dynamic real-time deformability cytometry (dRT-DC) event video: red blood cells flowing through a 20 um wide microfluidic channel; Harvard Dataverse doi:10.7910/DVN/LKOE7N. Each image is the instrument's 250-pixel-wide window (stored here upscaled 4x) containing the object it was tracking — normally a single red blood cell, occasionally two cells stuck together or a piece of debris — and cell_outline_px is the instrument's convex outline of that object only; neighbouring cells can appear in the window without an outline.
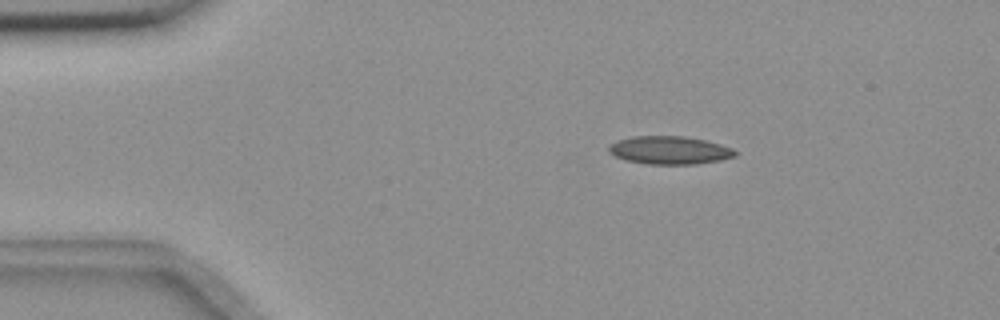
{"species": "common noctule bat (a hibernating species)", "species_latin": "Nyctalus noctula", "temperature_condition": "room temperature", "stored_images_in_passage": 49, "camera_frame_rate_fps": 3000, "um_per_image_px": 0.085, "animal": {"sex": "female", "body_mass_g": 18.4}, "frame": {"image": 1, "passage_image": 3, "time_ms": 0.667, "image_size_px": [1000, 320], "cell_outline_px": [[736, 156], [720, 160], [696, 164], [648, 164], [624, 160], [608, 152], [608, 148], [612, 144], [620, 140], [632, 136], [684, 136], [704, 140], [720, 144], [732, 148], [736, 152]], "centroid_in_image_um": [56.92, 12.77], "position_along_channel_um": 28.1, "area_um2": 20.52}}
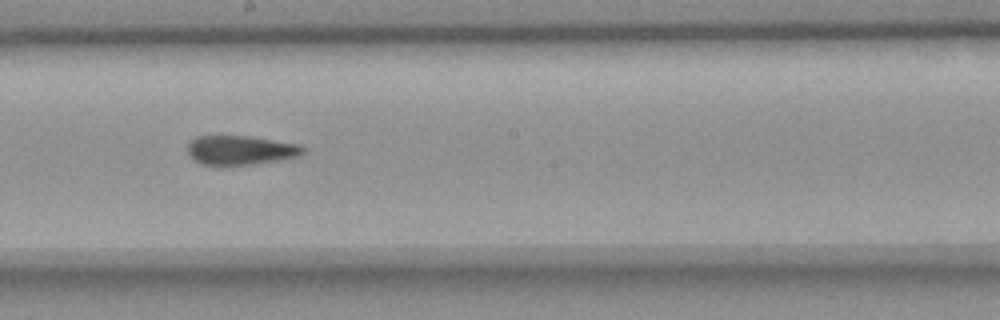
{"frame": {"image": 2, "passage_image": 24, "time_ms": 7.667, "image_size_px": [1000, 320], "cell_outline_px": [[308, 152], [300, 156], [252, 164], [200, 164], [188, 152], [188, 144], [196, 136], [248, 136], [300, 144], [308, 148]], "centroid_in_image_um": [20.54, 12.74], "position_along_channel_um": 227.7, "area_um2": 19.48}}
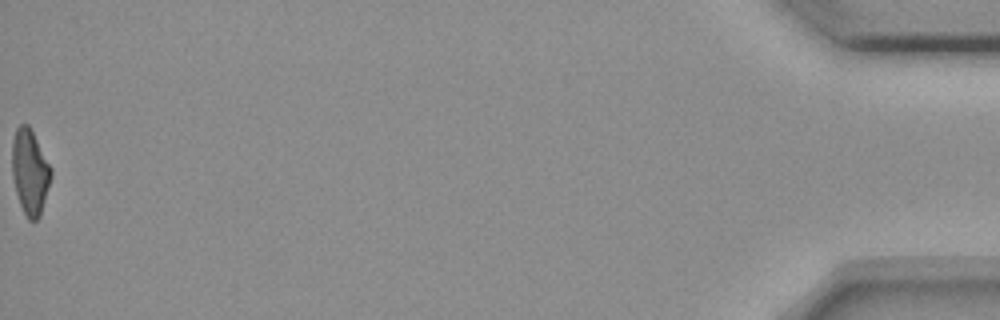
{"frame": {"image": 3, "passage_image": 49, "time_ms": 16.0, "image_size_px": [1000, 320], "cell_outline_px": [[52, 176], [40, 216], [36, 220], [28, 220], [20, 204], [16, 192], [12, 176], [12, 140], [16, 128], [20, 124], [28, 124], [52, 168]], "centroid_in_image_um": [2.54, 14.6], "position_along_channel_um": 432.7, "area_um2": 19.31}, "authors_computed_cell_mechanics": {"area_um2": 20.3456, "velocity_mm_per_s": 3.6767, "shape_relaxation_time_tau1_ms": null, "shape_relaxation_time_tau2_ms": 3.3822, "deformation_change_tau1": null, "deformation_change_tau2": 0.127}}